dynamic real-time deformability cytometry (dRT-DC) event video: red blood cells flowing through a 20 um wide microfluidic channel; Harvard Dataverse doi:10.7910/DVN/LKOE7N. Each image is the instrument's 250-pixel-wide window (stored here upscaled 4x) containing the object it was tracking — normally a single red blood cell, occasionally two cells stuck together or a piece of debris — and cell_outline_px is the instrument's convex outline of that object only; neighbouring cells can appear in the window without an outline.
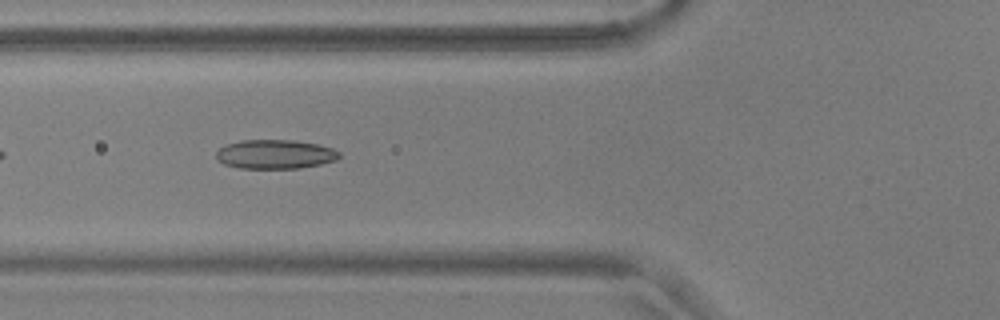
{"species": "common noctule bat (a hibernating species)", "species_latin": "Nyctalus noctula", "temperature_condition": "warm", "stored_images_in_passage": 40, "camera_frame_rate_fps": 3000, "um_per_image_px": 0.085, "animal": {"sex": "male", "body_mass_g": 17.9, "forearm_length_mm": 54.2}, "frame": {"image": 1, "passage_image": 6, "time_ms": 1.667, "image_size_px": [1000, 320], "cell_outline_px": [[340, 156], [336, 160], [320, 164], [300, 168], [240, 168], [224, 164], [216, 160], [216, 152], [220, 148], [228, 144], [240, 140], [296, 140], [316, 144], [332, 148], [340, 152]], "centroid_in_image_um": [23.38, 13.11], "position_along_channel_um": 102.4, "area_um2": 20.87}}
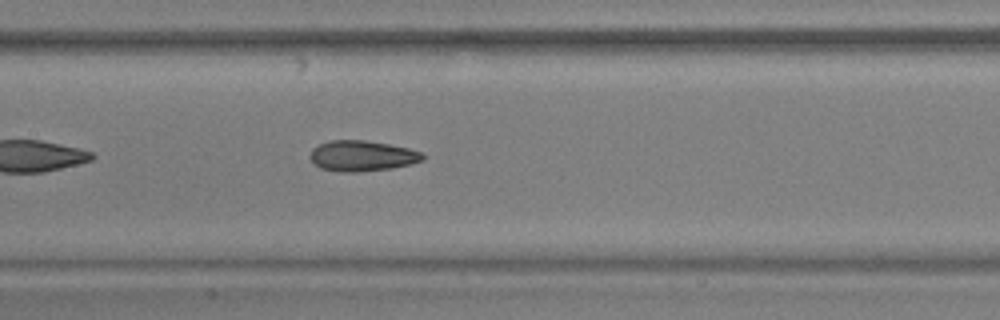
{"frame": {"image": 2, "passage_image": 12, "time_ms": 3.667, "image_size_px": [1000, 320], "cell_outline_px": [[424, 160], [392, 168], [360, 172], [340, 172], [320, 168], [312, 164], [308, 156], [312, 148], [320, 144], [332, 140], [364, 140], [388, 144], [408, 148], [420, 152], [424, 156]], "centroid_in_image_um": [30.71, 13.26], "position_along_channel_um": 176.7, "area_um2": 20.17}}
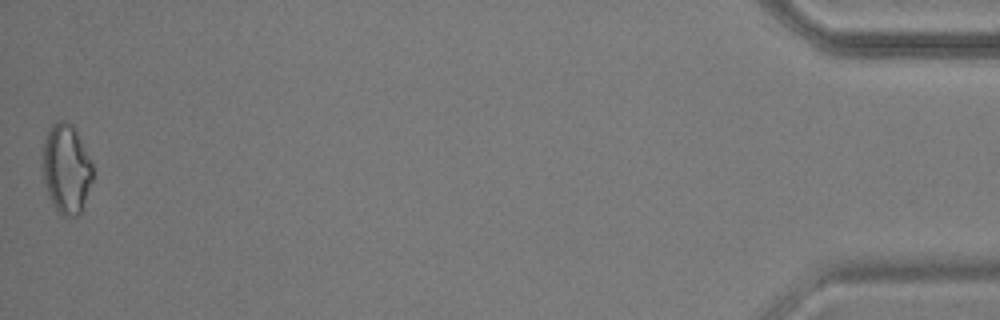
{"frame": {"image": 3, "passage_image": 40, "time_ms": 13.0, "image_size_px": [1000, 320], "cell_outline_px": [[92, 180], [80, 212], [76, 216], [64, 216], [56, 212], [48, 196], [40, 164], [44, 140], [52, 124], [56, 120], [64, 120], [72, 124], [92, 164]], "centroid_in_image_um": [5.58, 14.35], "position_along_channel_um": 429.6, "area_um2": 26.13}, "authors_computed_cell_mechanics": {"area_um2": 20.4901, "velocity_mm_per_s": 3.6815, "shape_relaxation_time_tau1_ms": null, "shape_relaxation_time_tau2_ms": 2.5157, "deformation_change_tau1": null, "deformation_change_tau2": 0.1057}}